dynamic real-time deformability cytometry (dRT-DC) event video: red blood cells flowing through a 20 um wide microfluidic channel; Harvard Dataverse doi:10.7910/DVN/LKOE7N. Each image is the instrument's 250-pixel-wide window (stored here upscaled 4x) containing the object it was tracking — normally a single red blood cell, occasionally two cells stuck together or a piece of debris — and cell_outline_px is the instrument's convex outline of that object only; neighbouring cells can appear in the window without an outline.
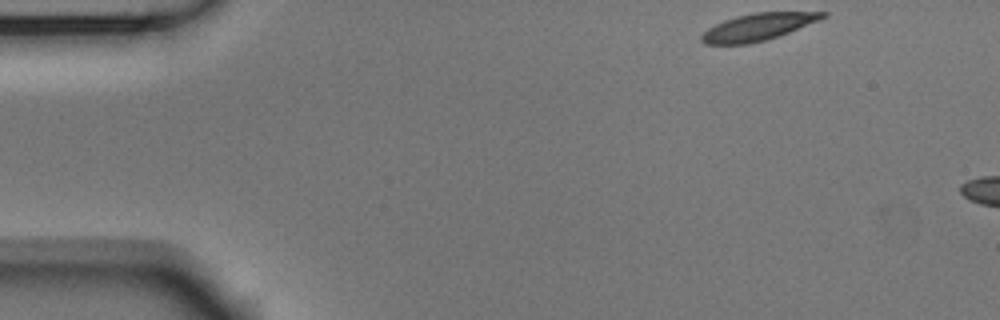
{"species": "Egyptian fruit bat (a non-hibernating species)", "species_latin": "Rousettus aegyptiacus", "temperature_condition": "room temperature", "stored_images_in_passage": 5, "camera_frame_rate_fps": 3000, "um_per_image_px": 0.085, "animal": {"sex": "male"}, "frame": {"image": 1, "passage_image": 1, "time_ms": 0.0, "image_size_px": [1000, 320], "cell_outline_px": [[828, 16], [788, 32], [764, 40], [748, 44], [704, 44], [700, 40], [700, 36], [708, 28], [724, 20], [736, 16], [752, 12], [828, 12]], "centroid_in_image_um": [64.38, 2.28], "position_along_channel_um": 20.6, "area_um2": 18.84}}